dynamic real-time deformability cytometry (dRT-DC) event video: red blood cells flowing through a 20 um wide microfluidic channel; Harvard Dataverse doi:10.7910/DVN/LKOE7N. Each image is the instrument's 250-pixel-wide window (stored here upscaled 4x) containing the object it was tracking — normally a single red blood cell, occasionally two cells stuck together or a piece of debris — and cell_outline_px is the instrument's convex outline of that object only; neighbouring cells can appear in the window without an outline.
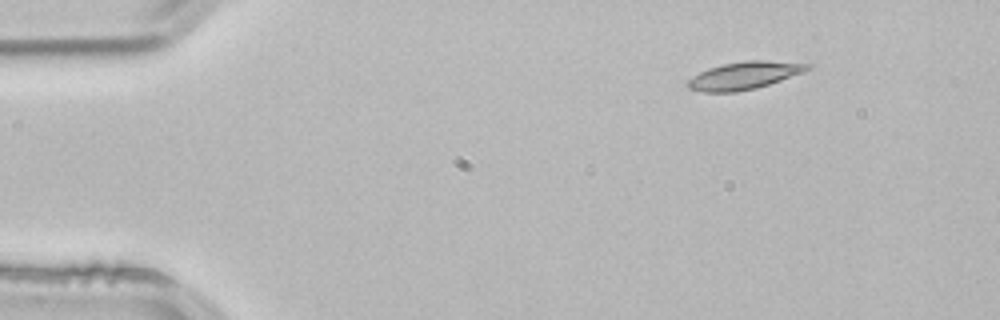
{"species": "common noctule bat (a hibernating species)", "species_latin": "Nyctalus noctula", "temperature_condition": "room temperature", "stored_images_in_passage": 4, "segment_of_instrument_passage": [2, 2], "camera_frame_rate_fps": 3000, "um_per_image_px": 0.085, "animal": {"sex": "male", "body_mass_g": 21.5, "forearm_length_mm": 52.0}, "frame": {"image": 1, "passage_image": 4, "time_ms": 1.0, "image_size_px": [1000, 320], "cell_outline_px": [[812, 68], [804, 72], [756, 88], [736, 92], [704, 92], [688, 88], [684, 84], [688, 80], [700, 72], [708, 68], [724, 64], [744, 60], [764, 60], [812, 64]], "centroid_in_image_um": [63.25, 6.41], "position_along_channel_um": 21.7, "area_um2": 19.19}}